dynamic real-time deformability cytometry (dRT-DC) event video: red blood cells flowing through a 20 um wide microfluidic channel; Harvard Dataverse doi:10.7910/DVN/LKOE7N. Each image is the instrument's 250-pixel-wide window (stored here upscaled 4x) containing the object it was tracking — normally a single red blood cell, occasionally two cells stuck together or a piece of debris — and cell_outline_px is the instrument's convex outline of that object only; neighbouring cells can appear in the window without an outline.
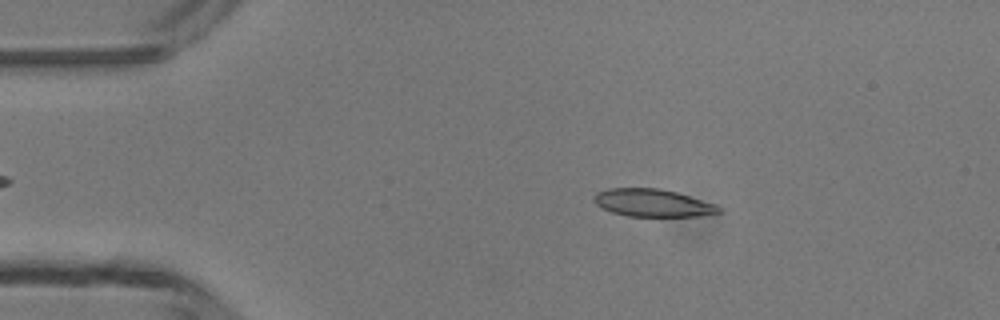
{"species": "common noctule bat (a hibernating species)", "species_latin": "Nyctalus noctula", "temperature_condition": "room temperature", "stored_images_in_passage": 3, "camera_frame_rate_fps": 3000, "um_per_image_px": 0.085, "animal": {"sex": "male", "body_mass_g": 13.3}, "frame": {"image": 1, "passage_image": 2, "time_ms": 1.0, "image_size_px": [1000, 320], "cell_outline_px": [[720, 212], [696, 216], [628, 216], [612, 212], [596, 204], [592, 200], [592, 196], [596, 192], [608, 188], [660, 188], [676, 192], [716, 204], [720, 208]], "centroid_in_image_um": [55.43, 17.23], "position_along_channel_um": 29.6, "area_um2": 20.0}}